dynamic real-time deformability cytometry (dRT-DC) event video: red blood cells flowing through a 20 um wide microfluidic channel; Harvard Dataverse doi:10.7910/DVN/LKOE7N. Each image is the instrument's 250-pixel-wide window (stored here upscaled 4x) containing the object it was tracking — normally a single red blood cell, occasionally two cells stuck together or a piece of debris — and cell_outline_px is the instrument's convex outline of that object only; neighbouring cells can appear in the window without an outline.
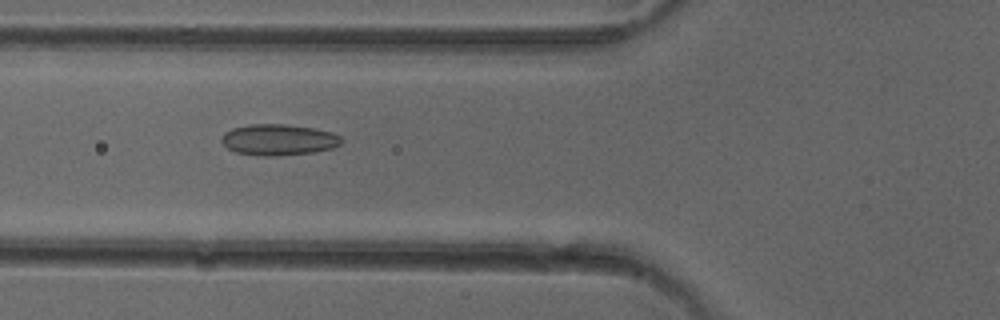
{"species": "common noctule bat (a hibernating species)", "species_latin": "Nyctalus noctula", "temperature_condition": "cold", "stored_images_in_passage": 32, "camera_frame_rate_fps": 3000, "um_per_image_px": 0.085, "animal": {"sex": "female"}, "frame": {"image": 1, "passage_image": 10, "time_ms": 3.0, "image_size_px": [1000, 320], "cell_outline_px": [[344, 140], [340, 144], [332, 148], [312, 152], [276, 156], [260, 156], [236, 152], [228, 148], [220, 140], [220, 136], [224, 132], [232, 128], [248, 124], [284, 124], [316, 128], [332, 132], [340, 136]], "centroid_in_image_um": [23.66, 11.87], "position_along_channel_um": 102.1, "area_um2": 21.91}}
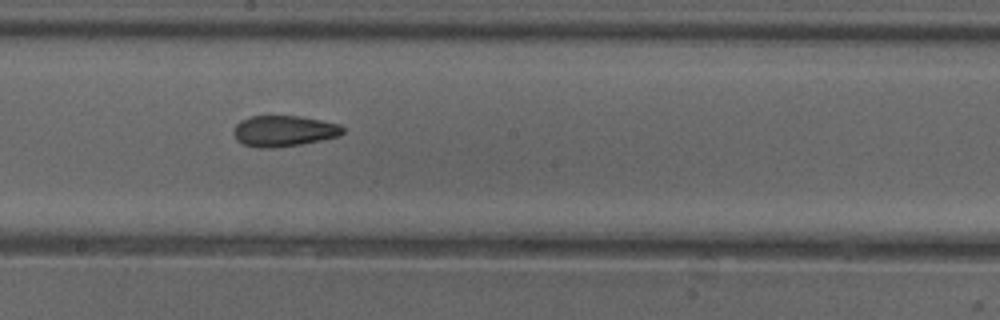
{"frame": {"image": 2, "passage_image": 19, "time_ms": 6.0, "image_size_px": [1000, 320], "cell_outline_px": [[344, 132], [340, 136], [300, 144], [272, 148], [256, 148], [244, 144], [236, 140], [232, 132], [236, 124], [240, 120], [248, 116], [300, 116], [340, 124], [344, 128]], "centroid_in_image_um": [24.1, 11.13], "position_along_channel_um": 224.1, "area_um2": 19.83}}
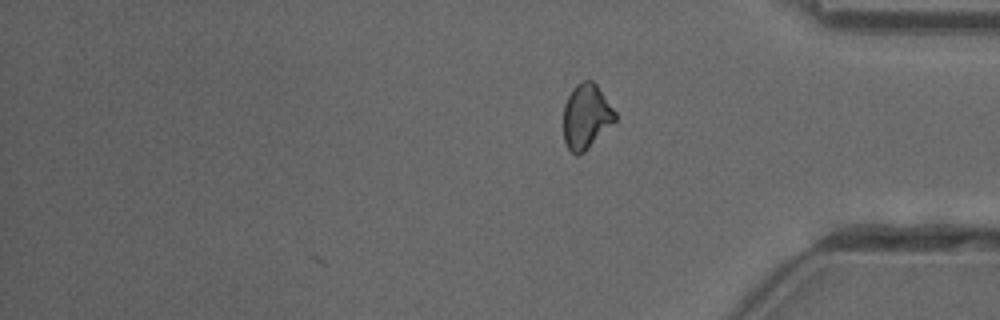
{"frame": {"image": 3, "passage_image": 32, "time_ms": 10.333, "image_size_px": [1000, 320], "cell_outline_px": [[616, 120], [584, 152], [576, 156], [568, 148], [564, 140], [564, 104], [572, 88], [576, 84], [584, 80], [592, 80], [596, 84], [616, 112]], "centroid_in_image_um": [49.82, 9.89], "position_along_channel_um": 385.4, "area_um2": 19.36}, "authors_computed_cell_mechanics": {"area_um2": 19.9988, "velocity_mm_per_s": 4.0414, "shape_relaxation_time_tau1_ms": 9.8177, "shape_relaxation_time_tau2_ms": 3.9661, "deformation_change_tau1": 0.1459, "deformation_change_tau2": 0.0966}}